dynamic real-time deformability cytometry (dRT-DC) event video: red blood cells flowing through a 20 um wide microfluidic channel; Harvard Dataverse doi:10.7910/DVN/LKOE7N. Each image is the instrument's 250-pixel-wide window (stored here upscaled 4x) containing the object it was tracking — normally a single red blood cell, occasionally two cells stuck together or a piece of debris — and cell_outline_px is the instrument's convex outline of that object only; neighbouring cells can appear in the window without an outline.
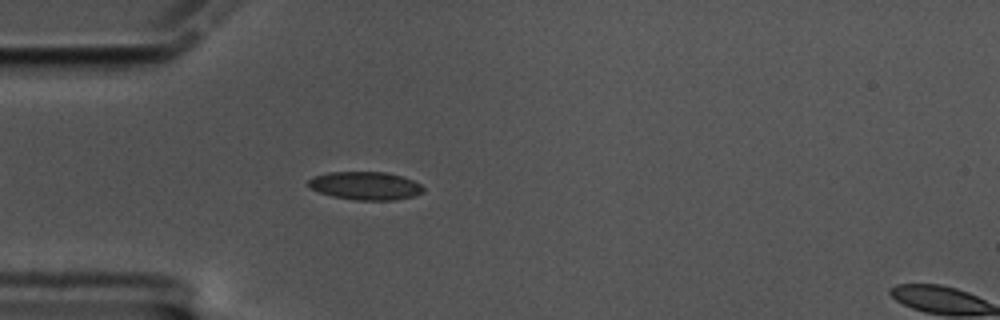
{"species": "common noctule bat (a hibernating species)", "species_latin": "Nyctalus noctula", "temperature_condition": "cold", "stored_images_in_passage": 52, "camera_frame_rate_fps": 3000, "um_per_image_px": 0.085, "animal": {"sex": "male", "body_mass_g": 17.5, "forearm_length_mm": 52.3}, "frame": {"image": 1, "passage_image": 9, "time_ms": 2.667, "image_size_px": [1000, 320], "cell_outline_px": [[424, 192], [412, 196], [396, 200], [356, 200], [332, 196], [320, 192], [312, 188], [308, 184], [308, 180], [312, 176], [328, 172], [384, 172], [404, 176], [420, 184], [424, 188]], "centroid_in_image_um": [31.07, 15.78], "position_along_channel_um": 53.9, "area_um2": 18.84}}
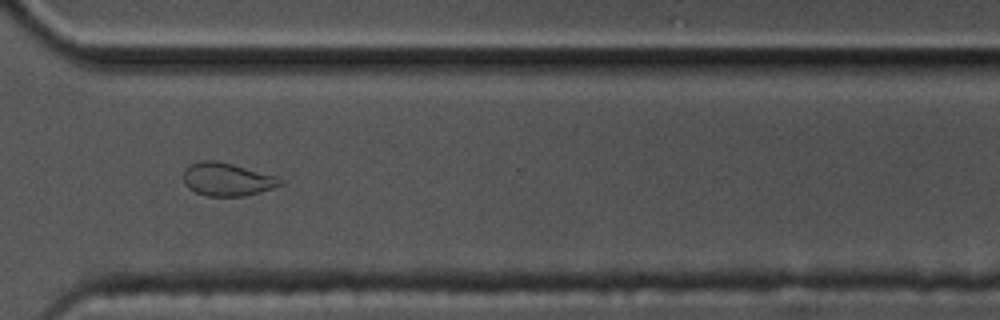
{"frame": {"image": 2, "passage_image": 36, "time_ms": 11.667, "image_size_px": [1000, 320], "cell_outline_px": [[284, 184], [260, 192], [244, 196], [208, 196], [196, 192], [188, 188], [184, 184], [184, 168], [200, 160], [212, 160], [232, 164], [276, 176], [284, 180]], "centroid_in_image_um": [19.3, 15.25], "position_along_channel_um": 351.3, "area_um2": 18.61}}
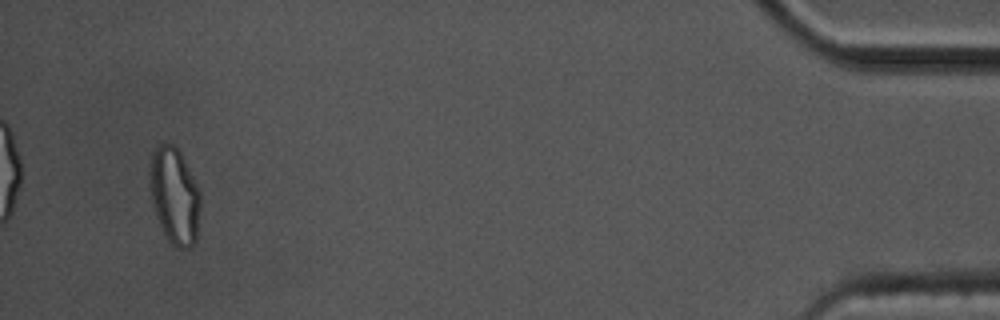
{"frame": {"image": 3, "passage_image": 49, "time_ms": 16.0, "image_size_px": [1000, 320], "cell_outline_px": [[200, 208], [196, 240], [188, 248], [176, 248], [168, 240], [156, 216], [152, 204], [152, 152], [160, 144], [172, 144], [180, 152], [200, 192]], "centroid_in_image_um": [14.87, 16.69], "position_along_channel_um": 420.3, "area_um2": 27.57}, "authors_computed_cell_mechanics": {"area_um2": 18.5827, "velocity_mm_per_s": 3.3794, "shape_relaxation_time_tau1_ms": null, "shape_relaxation_time_tau2_ms": 2.5987, "deformation_change_tau1": null, "deformation_change_tau2": 0.0639}}